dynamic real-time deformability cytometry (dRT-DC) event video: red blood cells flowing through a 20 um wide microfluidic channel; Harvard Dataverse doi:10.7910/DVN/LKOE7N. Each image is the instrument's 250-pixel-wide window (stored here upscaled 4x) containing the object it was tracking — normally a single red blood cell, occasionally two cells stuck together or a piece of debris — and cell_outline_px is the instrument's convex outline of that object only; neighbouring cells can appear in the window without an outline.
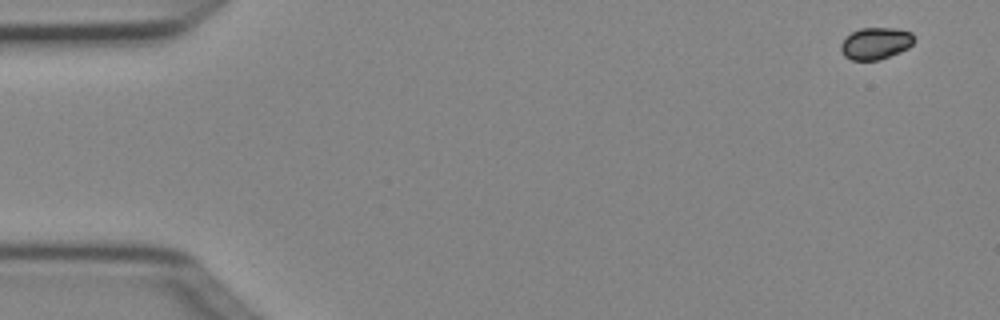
{"species": "Egyptian fruit bat (a non-hibernating species)", "species_latin": "Rousettus aegyptiacus", "temperature_condition": "cold", "stored_images_in_passage": 3, "camera_frame_rate_fps": 3000, "um_per_image_px": 0.085, "animal": {"sex": "female"}, "frame": {"image": 1, "passage_image": 1, "time_ms": 0.0, "image_size_px": [1000, 320], "cell_outline_px": [[912, 44], [908, 48], [900, 52], [880, 60], [852, 60], [844, 56], [840, 52], [840, 44], [852, 32], [860, 28], [900, 28], [912, 32]], "centroid_in_image_um": [74.42, 3.69], "position_along_channel_um": 10.6, "area_um2": 13.64}}
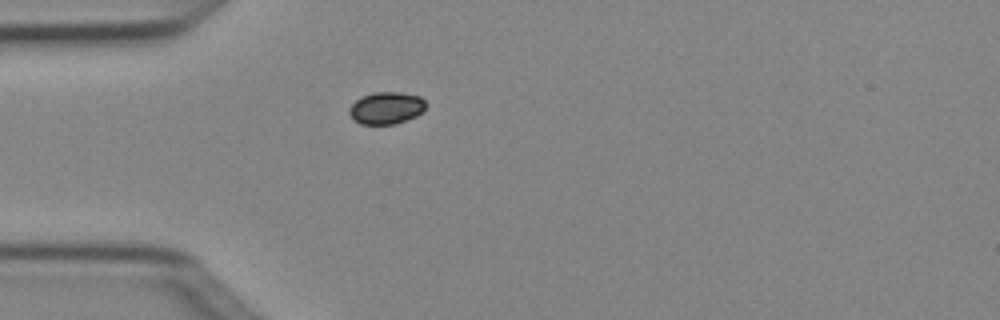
{"frame": {"image": 2, "passage_image": 3, "time_ms": 0.667, "image_size_px": [1000, 320], "cell_outline_px": [[428, 104], [424, 112], [416, 116], [396, 124], [360, 124], [352, 120], [348, 112], [352, 104], [360, 96], [372, 92], [400, 92], [420, 96]], "centroid_in_image_um": [32.85, 9.18], "position_along_channel_um": 52.2, "area_um2": 14.68}}